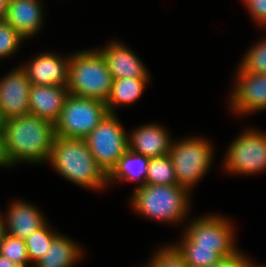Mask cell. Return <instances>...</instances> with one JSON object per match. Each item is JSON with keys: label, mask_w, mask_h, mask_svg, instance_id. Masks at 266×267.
Listing matches in <instances>:
<instances>
[{"label": "cell", "mask_w": 266, "mask_h": 267, "mask_svg": "<svg viewBox=\"0 0 266 267\" xmlns=\"http://www.w3.org/2000/svg\"><path fill=\"white\" fill-rule=\"evenodd\" d=\"M5 149L11 164L47 163L55 137L54 124L27 114L2 121Z\"/></svg>", "instance_id": "cell-1"}, {"label": "cell", "mask_w": 266, "mask_h": 267, "mask_svg": "<svg viewBox=\"0 0 266 267\" xmlns=\"http://www.w3.org/2000/svg\"><path fill=\"white\" fill-rule=\"evenodd\" d=\"M46 164L77 186L93 192L108 189V176L98 166L84 139L55 135Z\"/></svg>", "instance_id": "cell-2"}, {"label": "cell", "mask_w": 266, "mask_h": 267, "mask_svg": "<svg viewBox=\"0 0 266 267\" xmlns=\"http://www.w3.org/2000/svg\"><path fill=\"white\" fill-rule=\"evenodd\" d=\"M192 196L188 190L178 184H145L134 188L129 199V206L135 214L143 218L171 224V226L175 224L180 226L190 218Z\"/></svg>", "instance_id": "cell-3"}, {"label": "cell", "mask_w": 266, "mask_h": 267, "mask_svg": "<svg viewBox=\"0 0 266 267\" xmlns=\"http://www.w3.org/2000/svg\"><path fill=\"white\" fill-rule=\"evenodd\" d=\"M69 54L68 94L106 103L113 77L101 52L95 47Z\"/></svg>", "instance_id": "cell-4"}, {"label": "cell", "mask_w": 266, "mask_h": 267, "mask_svg": "<svg viewBox=\"0 0 266 267\" xmlns=\"http://www.w3.org/2000/svg\"><path fill=\"white\" fill-rule=\"evenodd\" d=\"M188 220L190 221L185 224L186 228L181 231V239L170 242L174 247L215 249L223 258L240 251L236 245L235 224L229 217L210 212Z\"/></svg>", "instance_id": "cell-5"}, {"label": "cell", "mask_w": 266, "mask_h": 267, "mask_svg": "<svg viewBox=\"0 0 266 267\" xmlns=\"http://www.w3.org/2000/svg\"><path fill=\"white\" fill-rule=\"evenodd\" d=\"M173 139L168 155L172 160L178 185L192 194L198 182L207 176L213 166L214 145L209 138L201 135Z\"/></svg>", "instance_id": "cell-6"}, {"label": "cell", "mask_w": 266, "mask_h": 267, "mask_svg": "<svg viewBox=\"0 0 266 267\" xmlns=\"http://www.w3.org/2000/svg\"><path fill=\"white\" fill-rule=\"evenodd\" d=\"M235 136L220 166L224 173L253 176L266 171V131L245 127ZM226 171V172H225Z\"/></svg>", "instance_id": "cell-7"}, {"label": "cell", "mask_w": 266, "mask_h": 267, "mask_svg": "<svg viewBox=\"0 0 266 267\" xmlns=\"http://www.w3.org/2000/svg\"><path fill=\"white\" fill-rule=\"evenodd\" d=\"M105 102L68 94L54 123L55 135L84 139L108 114Z\"/></svg>", "instance_id": "cell-8"}, {"label": "cell", "mask_w": 266, "mask_h": 267, "mask_svg": "<svg viewBox=\"0 0 266 267\" xmlns=\"http://www.w3.org/2000/svg\"><path fill=\"white\" fill-rule=\"evenodd\" d=\"M118 114L107 116L84 140L98 166L108 176L128 149V132Z\"/></svg>", "instance_id": "cell-9"}, {"label": "cell", "mask_w": 266, "mask_h": 267, "mask_svg": "<svg viewBox=\"0 0 266 267\" xmlns=\"http://www.w3.org/2000/svg\"><path fill=\"white\" fill-rule=\"evenodd\" d=\"M233 78L227 98L229 111L238 117L266 111V73L243 72L237 67Z\"/></svg>", "instance_id": "cell-10"}, {"label": "cell", "mask_w": 266, "mask_h": 267, "mask_svg": "<svg viewBox=\"0 0 266 267\" xmlns=\"http://www.w3.org/2000/svg\"><path fill=\"white\" fill-rule=\"evenodd\" d=\"M31 85L20 64L0 77V122L29 114Z\"/></svg>", "instance_id": "cell-11"}, {"label": "cell", "mask_w": 266, "mask_h": 267, "mask_svg": "<svg viewBox=\"0 0 266 267\" xmlns=\"http://www.w3.org/2000/svg\"><path fill=\"white\" fill-rule=\"evenodd\" d=\"M20 63L32 85L67 86L70 55L43 51Z\"/></svg>", "instance_id": "cell-12"}, {"label": "cell", "mask_w": 266, "mask_h": 267, "mask_svg": "<svg viewBox=\"0 0 266 267\" xmlns=\"http://www.w3.org/2000/svg\"><path fill=\"white\" fill-rule=\"evenodd\" d=\"M97 49L103 55L113 79L152 77L144 61L126 43L111 39Z\"/></svg>", "instance_id": "cell-13"}, {"label": "cell", "mask_w": 266, "mask_h": 267, "mask_svg": "<svg viewBox=\"0 0 266 267\" xmlns=\"http://www.w3.org/2000/svg\"><path fill=\"white\" fill-rule=\"evenodd\" d=\"M166 128L156 122L133 128L128 132V149L150 159L168 155L173 139Z\"/></svg>", "instance_id": "cell-14"}, {"label": "cell", "mask_w": 266, "mask_h": 267, "mask_svg": "<svg viewBox=\"0 0 266 267\" xmlns=\"http://www.w3.org/2000/svg\"><path fill=\"white\" fill-rule=\"evenodd\" d=\"M8 205L4 218L6 233L9 235L25 240L47 222L42 210L34 203L13 198Z\"/></svg>", "instance_id": "cell-15"}, {"label": "cell", "mask_w": 266, "mask_h": 267, "mask_svg": "<svg viewBox=\"0 0 266 267\" xmlns=\"http://www.w3.org/2000/svg\"><path fill=\"white\" fill-rule=\"evenodd\" d=\"M41 0H8L5 21L25 39L41 32L45 11Z\"/></svg>", "instance_id": "cell-16"}, {"label": "cell", "mask_w": 266, "mask_h": 267, "mask_svg": "<svg viewBox=\"0 0 266 267\" xmlns=\"http://www.w3.org/2000/svg\"><path fill=\"white\" fill-rule=\"evenodd\" d=\"M67 86L31 85L29 93V114L55 123L66 96Z\"/></svg>", "instance_id": "cell-17"}, {"label": "cell", "mask_w": 266, "mask_h": 267, "mask_svg": "<svg viewBox=\"0 0 266 267\" xmlns=\"http://www.w3.org/2000/svg\"><path fill=\"white\" fill-rule=\"evenodd\" d=\"M85 251L78 241L59 232L52 239L49 249L33 267H74L84 259Z\"/></svg>", "instance_id": "cell-18"}, {"label": "cell", "mask_w": 266, "mask_h": 267, "mask_svg": "<svg viewBox=\"0 0 266 267\" xmlns=\"http://www.w3.org/2000/svg\"><path fill=\"white\" fill-rule=\"evenodd\" d=\"M149 161L150 158L127 149L108 175V187L121 184V182H133L137 184L135 188L144 186L146 184Z\"/></svg>", "instance_id": "cell-19"}, {"label": "cell", "mask_w": 266, "mask_h": 267, "mask_svg": "<svg viewBox=\"0 0 266 267\" xmlns=\"http://www.w3.org/2000/svg\"><path fill=\"white\" fill-rule=\"evenodd\" d=\"M151 78L113 79L112 89L106 101L109 113L117 114L120 106L134 105L143 95Z\"/></svg>", "instance_id": "cell-20"}, {"label": "cell", "mask_w": 266, "mask_h": 267, "mask_svg": "<svg viewBox=\"0 0 266 267\" xmlns=\"http://www.w3.org/2000/svg\"><path fill=\"white\" fill-rule=\"evenodd\" d=\"M58 233V230H54L47 221L41 228L25 239L28 258L32 267L49 249L52 239Z\"/></svg>", "instance_id": "cell-21"}, {"label": "cell", "mask_w": 266, "mask_h": 267, "mask_svg": "<svg viewBox=\"0 0 266 267\" xmlns=\"http://www.w3.org/2000/svg\"><path fill=\"white\" fill-rule=\"evenodd\" d=\"M146 184H178L175 169L169 155L151 158L148 164Z\"/></svg>", "instance_id": "cell-22"}, {"label": "cell", "mask_w": 266, "mask_h": 267, "mask_svg": "<svg viewBox=\"0 0 266 267\" xmlns=\"http://www.w3.org/2000/svg\"><path fill=\"white\" fill-rule=\"evenodd\" d=\"M250 46L239 61L238 67L243 72L266 73V37Z\"/></svg>", "instance_id": "cell-23"}, {"label": "cell", "mask_w": 266, "mask_h": 267, "mask_svg": "<svg viewBox=\"0 0 266 267\" xmlns=\"http://www.w3.org/2000/svg\"><path fill=\"white\" fill-rule=\"evenodd\" d=\"M0 255L7 257L20 267L32 266L29 262L25 240L7 233L0 242Z\"/></svg>", "instance_id": "cell-24"}, {"label": "cell", "mask_w": 266, "mask_h": 267, "mask_svg": "<svg viewBox=\"0 0 266 267\" xmlns=\"http://www.w3.org/2000/svg\"><path fill=\"white\" fill-rule=\"evenodd\" d=\"M189 267H211L223 257L215 249L196 247H175Z\"/></svg>", "instance_id": "cell-25"}, {"label": "cell", "mask_w": 266, "mask_h": 267, "mask_svg": "<svg viewBox=\"0 0 266 267\" xmlns=\"http://www.w3.org/2000/svg\"><path fill=\"white\" fill-rule=\"evenodd\" d=\"M159 246V249L152 252L151 257L149 256L148 262L144 265L145 267H189L182 255L178 250L171 244H165Z\"/></svg>", "instance_id": "cell-26"}, {"label": "cell", "mask_w": 266, "mask_h": 267, "mask_svg": "<svg viewBox=\"0 0 266 267\" xmlns=\"http://www.w3.org/2000/svg\"><path fill=\"white\" fill-rule=\"evenodd\" d=\"M24 41L26 40L8 22L0 21V60L16 55Z\"/></svg>", "instance_id": "cell-27"}, {"label": "cell", "mask_w": 266, "mask_h": 267, "mask_svg": "<svg viewBox=\"0 0 266 267\" xmlns=\"http://www.w3.org/2000/svg\"><path fill=\"white\" fill-rule=\"evenodd\" d=\"M256 27L266 31V0H241Z\"/></svg>", "instance_id": "cell-28"}, {"label": "cell", "mask_w": 266, "mask_h": 267, "mask_svg": "<svg viewBox=\"0 0 266 267\" xmlns=\"http://www.w3.org/2000/svg\"><path fill=\"white\" fill-rule=\"evenodd\" d=\"M250 257L251 256L240 250L235 255L223 258L220 262L211 267H245L252 260Z\"/></svg>", "instance_id": "cell-29"}, {"label": "cell", "mask_w": 266, "mask_h": 267, "mask_svg": "<svg viewBox=\"0 0 266 267\" xmlns=\"http://www.w3.org/2000/svg\"><path fill=\"white\" fill-rule=\"evenodd\" d=\"M5 149V134L2 122H0V168H13Z\"/></svg>", "instance_id": "cell-30"}, {"label": "cell", "mask_w": 266, "mask_h": 267, "mask_svg": "<svg viewBox=\"0 0 266 267\" xmlns=\"http://www.w3.org/2000/svg\"><path fill=\"white\" fill-rule=\"evenodd\" d=\"M5 235H6V225H5L4 212L0 210V242L2 241Z\"/></svg>", "instance_id": "cell-31"}, {"label": "cell", "mask_w": 266, "mask_h": 267, "mask_svg": "<svg viewBox=\"0 0 266 267\" xmlns=\"http://www.w3.org/2000/svg\"><path fill=\"white\" fill-rule=\"evenodd\" d=\"M0 267H20L17 264L13 263L7 257L0 255Z\"/></svg>", "instance_id": "cell-32"}, {"label": "cell", "mask_w": 266, "mask_h": 267, "mask_svg": "<svg viewBox=\"0 0 266 267\" xmlns=\"http://www.w3.org/2000/svg\"><path fill=\"white\" fill-rule=\"evenodd\" d=\"M8 0H0V21H3L6 16Z\"/></svg>", "instance_id": "cell-33"}, {"label": "cell", "mask_w": 266, "mask_h": 267, "mask_svg": "<svg viewBox=\"0 0 266 267\" xmlns=\"http://www.w3.org/2000/svg\"><path fill=\"white\" fill-rule=\"evenodd\" d=\"M259 263H255L254 260H251L245 267H266V265L264 264H260L258 265Z\"/></svg>", "instance_id": "cell-34"}]
</instances>
